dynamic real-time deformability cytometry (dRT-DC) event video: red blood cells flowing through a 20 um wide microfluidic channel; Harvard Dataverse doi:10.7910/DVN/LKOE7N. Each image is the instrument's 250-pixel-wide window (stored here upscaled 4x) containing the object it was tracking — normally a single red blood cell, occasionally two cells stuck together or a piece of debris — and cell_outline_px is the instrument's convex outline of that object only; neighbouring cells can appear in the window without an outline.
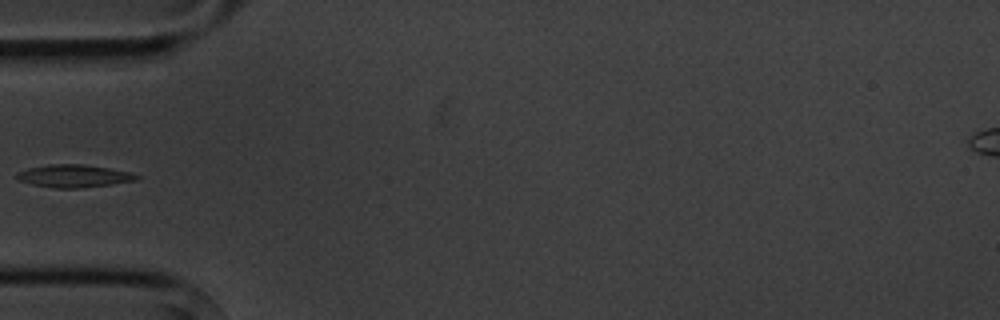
{"species": "common noctule bat (a hibernating species)", "species_latin": "Nyctalus noctula", "temperature_condition": "cold", "stored_images_in_passage": 6, "camera_frame_rate_fps": 3000, "um_per_image_px": 0.085, "animal": {"sex": "male", "body_mass_g": 20.1, "forearm_length_mm": 53.5}, "frame": {"image": 1, "passage_image": 6, "time_ms": 5.667, "image_size_px": [1000, 320], "cell_outline_px": [[140, 176], [136, 180], [112, 184], [80, 188], [56, 188], [32, 184], [20, 180], [16, 176], [16, 172], [28, 168], [48, 164], [80, 164], [108, 168], [132, 172]], "centroid_in_image_um": [6.28, 14.95], "position_along_channel_um": 78.7, "area_um2": 15.72}}